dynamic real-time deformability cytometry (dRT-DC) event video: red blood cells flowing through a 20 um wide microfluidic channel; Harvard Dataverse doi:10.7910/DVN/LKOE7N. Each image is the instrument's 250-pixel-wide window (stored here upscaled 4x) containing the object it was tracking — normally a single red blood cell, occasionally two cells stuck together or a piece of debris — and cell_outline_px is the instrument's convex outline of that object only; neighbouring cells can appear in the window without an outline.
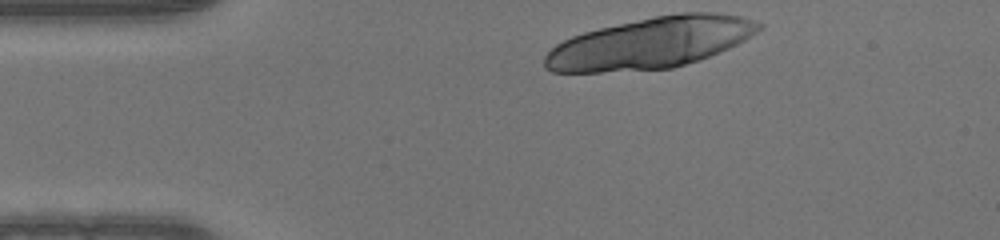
{"species": "human", "species_latin": "Homo sapiens", "temperature_condition": "warm", "stored_images_in_passage": 9, "camera_frame_rate_fps": 3000, "um_per_image_px": 0.085, "donor": {"sex": "male"}, "frame": {"image": 1, "passage_image": 1, "time_ms": 0.0, "image_size_px": [1000, 240], "cell_outline_px": [[764, 28], [744, 40], [728, 48], [700, 60], [672, 68], [600, 72], [552, 72], [544, 68], [544, 56], [556, 44], [572, 36], [584, 32], [600, 28], [656, 16], [680, 12], [716, 12], [740, 16], [764, 24]], "centroid_in_image_um": [55.31, 3.65], "position_along_channel_um": 29.7, "area_um2": 63.58}}